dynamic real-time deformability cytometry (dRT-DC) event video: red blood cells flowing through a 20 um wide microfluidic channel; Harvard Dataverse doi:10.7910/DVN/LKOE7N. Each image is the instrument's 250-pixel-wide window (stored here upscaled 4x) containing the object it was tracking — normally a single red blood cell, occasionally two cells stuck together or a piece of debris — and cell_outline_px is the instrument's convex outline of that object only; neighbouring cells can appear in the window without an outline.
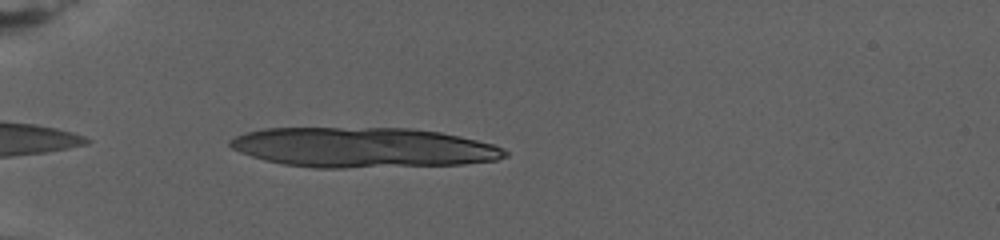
{"species": "human", "species_latin": "Homo sapiens", "temperature_condition": "warm", "stored_images_in_passage": 33, "segment_of_instrument_passage": [1, 2], "camera_frame_rate_fps": 3000, "um_per_image_px": 0.085, "donor": {"sex": "female"}, "frame": {"image": 1, "passage_image": 1, "time_ms": 0.0, "image_size_px": [1000, 240], "cell_outline_px": [[508, 156], [496, 160], [464, 164], [344, 168], [312, 168], [284, 164], [264, 160], [240, 152], [232, 148], [228, 144], [228, 140], [244, 132], [264, 128], [412, 128], [440, 132], [460, 136], [496, 144], [504, 148], [508, 152]], "centroid_in_image_um": [30.88, 12.53], "position_along_channel_um": 54.1, "area_um2": 64.62}}